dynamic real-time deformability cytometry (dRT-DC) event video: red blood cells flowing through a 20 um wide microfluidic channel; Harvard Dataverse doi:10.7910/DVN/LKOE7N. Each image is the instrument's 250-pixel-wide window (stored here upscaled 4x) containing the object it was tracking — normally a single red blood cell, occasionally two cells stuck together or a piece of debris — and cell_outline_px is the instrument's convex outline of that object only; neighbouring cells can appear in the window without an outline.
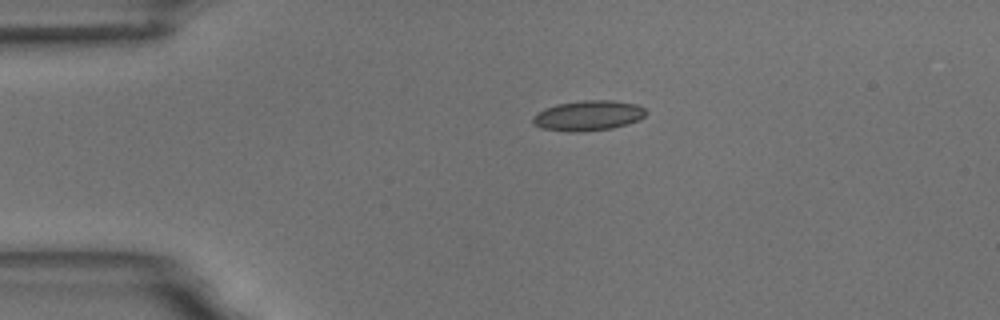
{"species": "common noctule bat (a hibernating species)", "species_latin": "Nyctalus noctula", "temperature_condition": "room temperature", "stored_images_in_passage": 2, "camera_frame_rate_fps": 3000, "um_per_image_px": 0.085, "animal": {"sex": "male", "body_mass_g": 18.8}, "frame": {"image": 1, "passage_image": 1, "time_ms": 0.0, "image_size_px": [1000, 320], "cell_outline_px": [[648, 112], [640, 120], [628, 124], [612, 128], [580, 132], [568, 132], [540, 128], [532, 124], [532, 120], [544, 108], [556, 104], [584, 100], [612, 100], [636, 104], [644, 108]], "centroid_in_image_um": [50.02, 9.83], "position_along_channel_um": 35.0, "area_um2": 20.0}}